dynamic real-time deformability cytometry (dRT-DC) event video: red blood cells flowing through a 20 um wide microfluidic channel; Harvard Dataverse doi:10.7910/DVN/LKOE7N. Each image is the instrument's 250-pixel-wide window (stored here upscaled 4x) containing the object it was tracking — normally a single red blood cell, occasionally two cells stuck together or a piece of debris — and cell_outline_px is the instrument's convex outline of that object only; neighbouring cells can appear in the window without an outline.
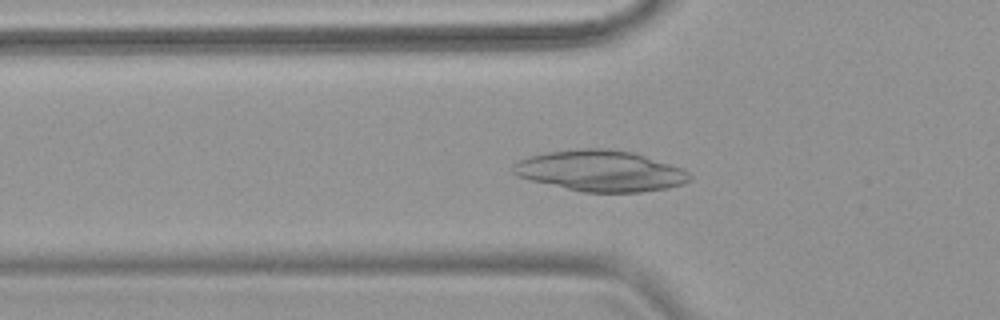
{"species": "common noctule bat (a hibernating species)", "species_latin": "Nyctalus noctula", "temperature_condition": "warm", "stored_images_in_passage": 51, "camera_frame_rate_fps": 3000, "um_per_image_px": 0.085, "animal": {"sex": "female", "body_mass_g": 18.4}, "frame": {"image": 1, "passage_image": 16, "time_ms": 5.0, "image_size_px": [1000, 320], "cell_outline_px": [[692, 180], [684, 184], [668, 188], [640, 192], [584, 192], [528, 180], [516, 176], [512, 172], [512, 164], [528, 156], [548, 152], [580, 148], [604, 148], [632, 152], [684, 168], [692, 176]], "centroid_in_image_um": [51.05, 14.53], "position_along_channel_um": 74.8, "area_um2": 42.37}}
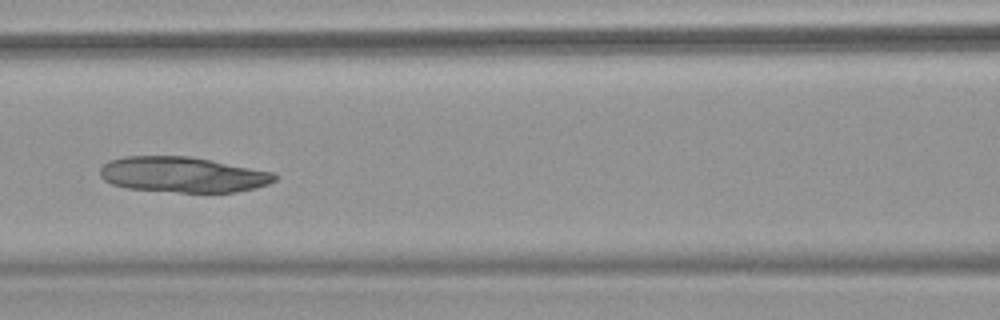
{"frame": {"image": 2, "passage_image": 22, "time_ms": 7.0, "image_size_px": [1000, 320], "cell_outline_px": [[280, 176], [276, 180], [268, 184], [256, 188], [236, 192], [180, 192], [128, 188], [112, 184], [104, 180], [100, 176], [100, 168], [108, 160], [124, 156], [188, 156], [212, 160], [272, 172]], "centroid_in_image_um": [15.54, 14.84], "position_along_channel_um": 151.1, "area_um2": 36.18}}
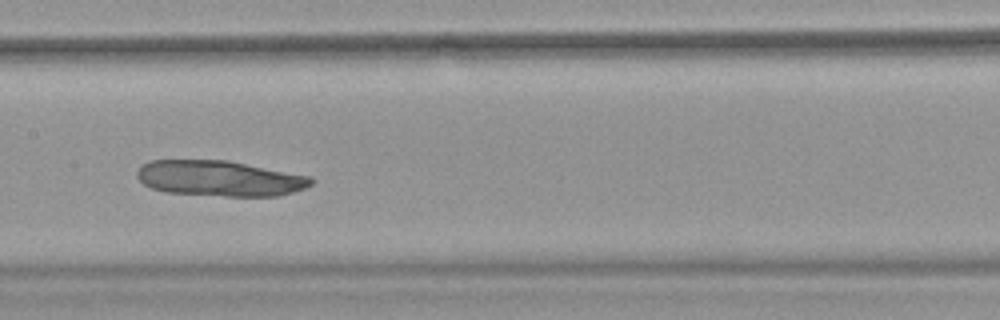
{"frame": {"image": 3, "passage_image": 25, "time_ms": 8.0, "image_size_px": [1000, 320], "cell_outline_px": [[316, 180], [312, 184], [304, 188], [292, 192], [276, 196], [224, 196], [164, 192], [152, 188], [144, 184], [136, 176], [136, 172], [148, 160], [228, 160], [312, 176]], "centroid_in_image_um": [18.69, 15.16], "position_along_channel_um": 188.7, "area_um2": 36.3}}